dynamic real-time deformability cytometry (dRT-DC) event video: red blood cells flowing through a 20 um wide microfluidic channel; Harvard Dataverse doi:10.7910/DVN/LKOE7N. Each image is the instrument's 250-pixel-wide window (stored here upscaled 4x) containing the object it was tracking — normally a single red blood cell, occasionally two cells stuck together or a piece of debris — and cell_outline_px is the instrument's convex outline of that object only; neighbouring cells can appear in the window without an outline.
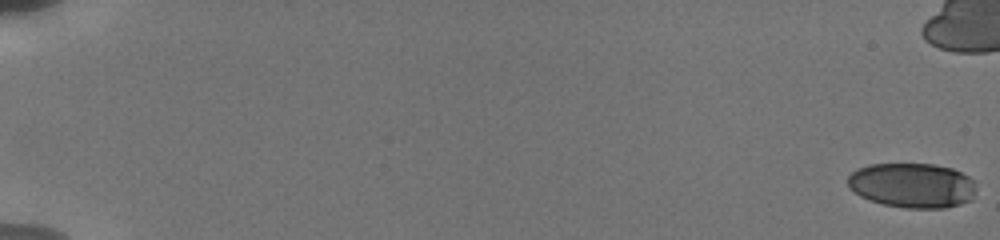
{"species": "human", "species_latin": "Homo sapiens", "temperature_condition": "cold", "stored_images_in_passage": 33, "camera_frame_rate_fps": 3000, "um_per_image_px": 0.085, "donor": {"sex": "male"}, "frame": {"image": 1, "passage_image": 1, "time_ms": 0.0, "image_size_px": [1000, 240], "cell_outline_px": [[976, 188], [972, 200], [960, 204], [944, 208], [904, 208], [884, 204], [868, 200], [860, 196], [848, 188], [848, 176], [852, 172], [868, 164], [932, 164], [952, 168], [968, 176], [976, 184]], "centroid_in_image_um": [77.54, 15.76], "position_along_channel_um": 7.5, "area_um2": 33.7}}
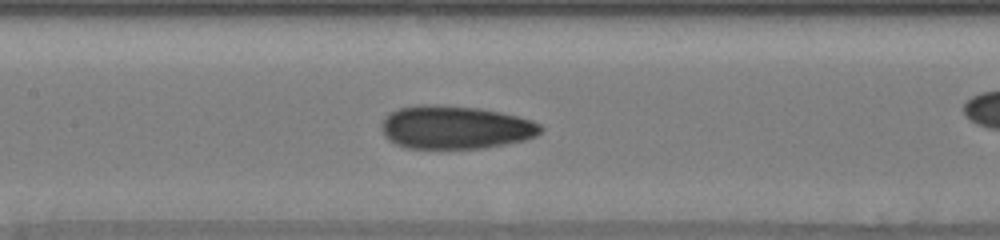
{"frame": {"image": 2, "passage_image": 29, "time_ms": 9.667, "image_size_px": [1000, 240], "cell_outline_px": [[544, 128], [536, 136], [524, 140], [484, 148], [404, 148], [388, 140], [384, 136], [380, 128], [380, 124], [384, 116], [400, 108], [420, 104], [436, 104], [480, 108], [500, 112], [532, 120], [540, 124]], "centroid_in_image_um": [38.66, 10.82], "position_along_channel_um": 168.7, "area_um2": 40.34}}
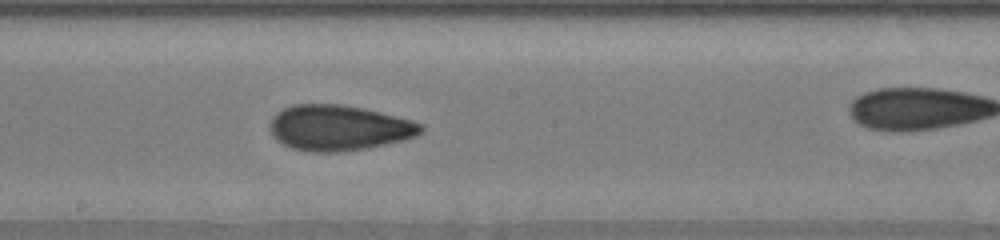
{"frame": {"image": 3, "passage_image": 32, "time_ms": 11.0, "image_size_px": [1000, 240], "cell_outline_px": [[424, 132], [416, 136], [404, 140], [368, 148], [336, 152], [312, 152], [292, 148], [276, 140], [272, 136], [268, 128], [272, 116], [276, 112], [292, 104], [340, 104], [364, 108], [412, 120], [424, 124]], "centroid_in_image_um": [28.8, 10.86], "position_along_channel_um": 219.4, "area_um2": 40.46}}